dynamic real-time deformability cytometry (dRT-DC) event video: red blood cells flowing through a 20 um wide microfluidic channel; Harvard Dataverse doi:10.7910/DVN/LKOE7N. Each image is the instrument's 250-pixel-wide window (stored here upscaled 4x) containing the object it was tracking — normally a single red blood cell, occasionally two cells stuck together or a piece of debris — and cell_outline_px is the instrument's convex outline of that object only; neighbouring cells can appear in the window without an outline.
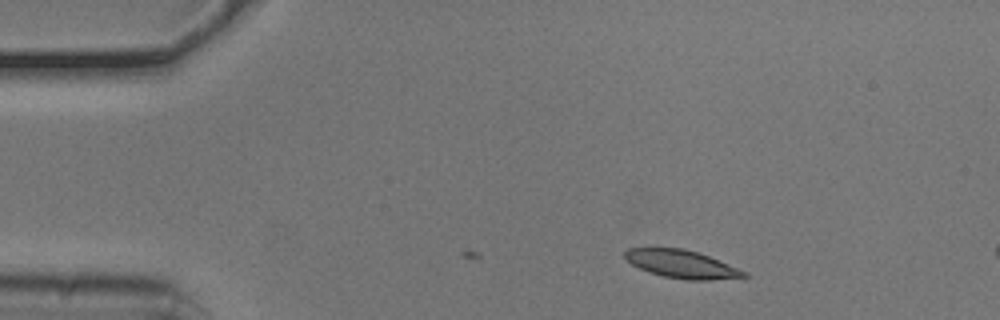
{"species": "common noctule bat (a hibernating species)", "species_latin": "Nyctalus noctula", "temperature_condition": "cold", "stored_images_in_passage": 5, "camera_frame_rate_fps": 3000, "um_per_image_px": 0.085, "animal": {"sex": "male", "body_mass_g": 20.5, "forearm_length_mm": 52.5}, "frame": {"image": 1, "passage_image": 5, "time_ms": 1.333, "image_size_px": [1000, 320], "cell_outline_px": [[748, 276], [708, 280], [688, 280], [664, 276], [648, 272], [632, 264], [624, 256], [624, 252], [628, 248], [684, 248], [708, 256], [748, 272]], "centroid_in_image_um": [57.93, 22.45], "position_along_channel_um": 27.1, "area_um2": 19.13}}